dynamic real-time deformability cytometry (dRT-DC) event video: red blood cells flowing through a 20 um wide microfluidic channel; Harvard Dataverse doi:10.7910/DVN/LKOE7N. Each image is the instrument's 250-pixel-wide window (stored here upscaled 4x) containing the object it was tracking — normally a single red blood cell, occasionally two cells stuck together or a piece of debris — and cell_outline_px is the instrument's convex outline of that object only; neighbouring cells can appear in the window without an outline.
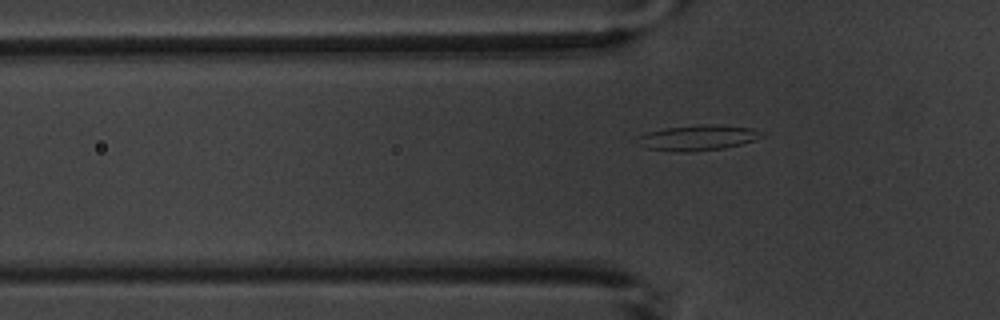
{"species": "common noctule bat (a hibernating species)", "species_latin": "Nyctalus noctula", "temperature_condition": "warm", "stored_images_in_passage": 6, "camera_frame_rate_fps": 3000, "um_per_image_px": 0.085, "animal": {"sex": "male", "body_mass_g": 20.1, "forearm_length_mm": 53.5}, "frame": {"image": 1, "passage_image": 6, "time_ms": 6.0, "image_size_px": [1000, 320], "cell_outline_px": [[760, 136], [756, 140], [724, 148], [688, 152], [672, 152], [648, 148], [632, 140], [636, 136], [648, 132], [664, 128], [700, 124], [716, 124], [752, 128]], "centroid_in_image_um": [59.19, 11.71], "position_along_channel_um": 66.6, "area_um2": 18.38}}